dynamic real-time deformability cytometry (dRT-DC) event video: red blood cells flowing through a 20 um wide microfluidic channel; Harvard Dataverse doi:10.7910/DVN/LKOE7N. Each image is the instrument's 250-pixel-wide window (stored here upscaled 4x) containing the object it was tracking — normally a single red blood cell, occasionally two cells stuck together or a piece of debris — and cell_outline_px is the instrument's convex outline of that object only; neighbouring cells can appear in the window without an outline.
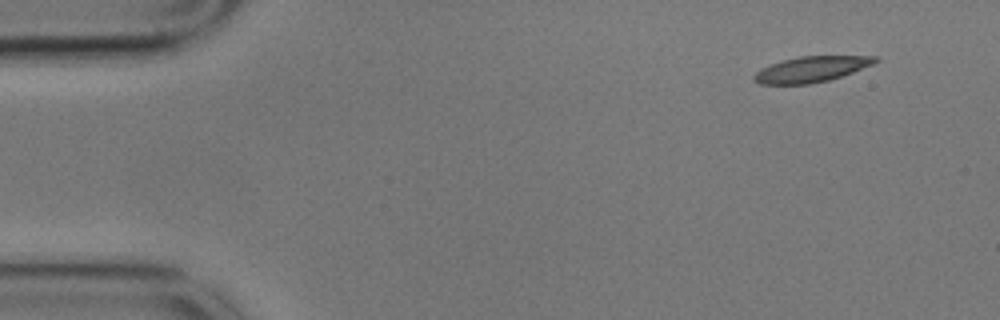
{"species": "common noctule bat (a hibernating species)", "species_latin": "Nyctalus noctula", "temperature_condition": "cold", "stored_images_in_passage": 52, "camera_frame_rate_fps": 3000, "um_per_image_px": 0.085, "animal": {"sex": "male", "body_mass_g": 17.9}, "frame": {"image": 1, "passage_image": 1, "time_ms": 0.0, "image_size_px": [1000, 320], "cell_outline_px": [[880, 60], [872, 64], [852, 72], [828, 80], [808, 84], [760, 84], [752, 80], [752, 76], [760, 68], [768, 64], [800, 56], [880, 56]], "centroid_in_image_um": [68.91, 5.88], "position_along_channel_um": 16.1, "area_um2": 18.09}}
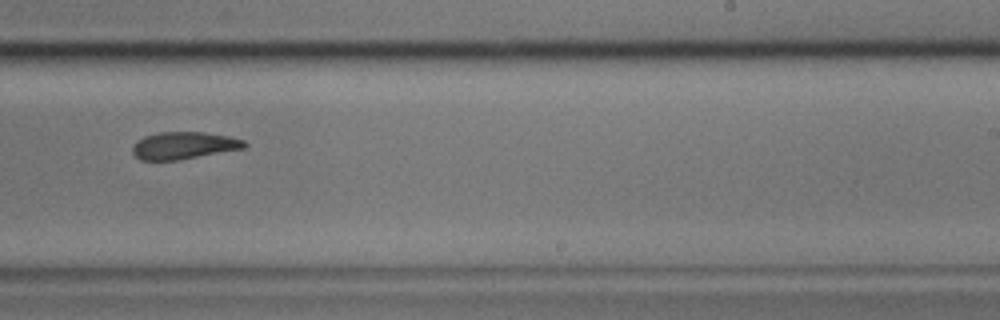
{"frame": {"image": 2, "passage_image": 31, "time_ms": 10.0, "image_size_px": [1000, 320], "cell_outline_px": [[248, 144], [244, 148], [176, 160], [140, 160], [132, 152], [132, 144], [136, 140], [144, 136], [156, 132], [204, 132], [228, 136], [244, 140]], "centroid_in_image_um": [15.57, 12.35], "position_along_channel_um": 273.4, "area_um2": 17.74}}
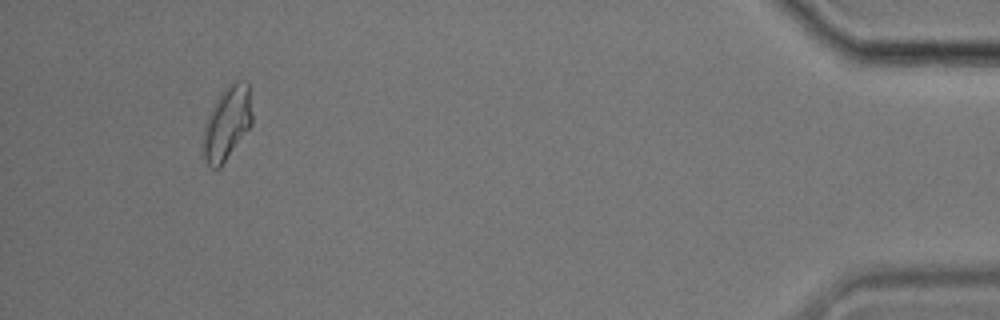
{"frame": {"image": 3, "passage_image": 49, "time_ms": 16.0, "image_size_px": [1000, 320], "cell_outline_px": [[252, 124], [220, 168], [212, 168], [208, 164], [204, 156], [204, 128], [208, 112], [220, 92], [224, 88], [236, 80], [240, 80], [248, 84], [252, 112]], "centroid_in_image_um": [19.3, 10.44], "position_along_channel_um": 415.9, "area_um2": 20.81}, "authors_computed_cell_mechanics": {"area_um2": 18.9006, "velocity_mm_per_s": 3.5309, "shape_relaxation_time_tau1_ms": null, "shape_relaxation_time_tau2_ms": 4.1357, "deformation_change_tau1": null, "deformation_change_tau2": 0.1162}}